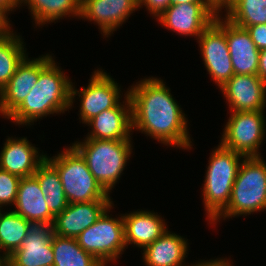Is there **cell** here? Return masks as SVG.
Masks as SVG:
<instances>
[{"label": "cell", "mask_w": 266, "mask_h": 266, "mask_svg": "<svg viewBox=\"0 0 266 266\" xmlns=\"http://www.w3.org/2000/svg\"><path fill=\"white\" fill-rule=\"evenodd\" d=\"M132 129L165 145L192 148L185 114L161 78H145L128 89Z\"/></svg>", "instance_id": "obj_1"}, {"label": "cell", "mask_w": 266, "mask_h": 266, "mask_svg": "<svg viewBox=\"0 0 266 266\" xmlns=\"http://www.w3.org/2000/svg\"><path fill=\"white\" fill-rule=\"evenodd\" d=\"M72 82L54 59L40 72L36 85L24 101L7 117L18 125H31L49 114L70 109Z\"/></svg>", "instance_id": "obj_2"}, {"label": "cell", "mask_w": 266, "mask_h": 266, "mask_svg": "<svg viewBox=\"0 0 266 266\" xmlns=\"http://www.w3.org/2000/svg\"><path fill=\"white\" fill-rule=\"evenodd\" d=\"M266 209V163L262 157H244L227 207L211 222L249 215Z\"/></svg>", "instance_id": "obj_3"}, {"label": "cell", "mask_w": 266, "mask_h": 266, "mask_svg": "<svg viewBox=\"0 0 266 266\" xmlns=\"http://www.w3.org/2000/svg\"><path fill=\"white\" fill-rule=\"evenodd\" d=\"M243 158L241 154L223 147L220 143L212 151L202 189L209 223L227 207Z\"/></svg>", "instance_id": "obj_4"}, {"label": "cell", "mask_w": 266, "mask_h": 266, "mask_svg": "<svg viewBox=\"0 0 266 266\" xmlns=\"http://www.w3.org/2000/svg\"><path fill=\"white\" fill-rule=\"evenodd\" d=\"M83 141H76L72 146L85 159L97 182L110 194L132 154L131 140L84 139Z\"/></svg>", "instance_id": "obj_5"}, {"label": "cell", "mask_w": 266, "mask_h": 266, "mask_svg": "<svg viewBox=\"0 0 266 266\" xmlns=\"http://www.w3.org/2000/svg\"><path fill=\"white\" fill-rule=\"evenodd\" d=\"M46 159L58 171L68 203L111 200L90 172L85 159L73 146L52 158L46 155Z\"/></svg>", "instance_id": "obj_6"}, {"label": "cell", "mask_w": 266, "mask_h": 266, "mask_svg": "<svg viewBox=\"0 0 266 266\" xmlns=\"http://www.w3.org/2000/svg\"><path fill=\"white\" fill-rule=\"evenodd\" d=\"M111 208L76 238L78 245L104 266L117 260L126 247L123 216L112 218L107 214Z\"/></svg>", "instance_id": "obj_7"}, {"label": "cell", "mask_w": 266, "mask_h": 266, "mask_svg": "<svg viewBox=\"0 0 266 266\" xmlns=\"http://www.w3.org/2000/svg\"><path fill=\"white\" fill-rule=\"evenodd\" d=\"M265 111L231 112L220 144L244 157H260L265 138Z\"/></svg>", "instance_id": "obj_8"}, {"label": "cell", "mask_w": 266, "mask_h": 266, "mask_svg": "<svg viewBox=\"0 0 266 266\" xmlns=\"http://www.w3.org/2000/svg\"><path fill=\"white\" fill-rule=\"evenodd\" d=\"M221 18L218 14L197 38L205 68L219 88L234 75L226 39V17Z\"/></svg>", "instance_id": "obj_9"}, {"label": "cell", "mask_w": 266, "mask_h": 266, "mask_svg": "<svg viewBox=\"0 0 266 266\" xmlns=\"http://www.w3.org/2000/svg\"><path fill=\"white\" fill-rule=\"evenodd\" d=\"M88 86L83 89H75L71 85V104L72 107L76 94L80 98V117L82 123L86 124L96 115L104 110L116 107L120 103V87L118 84L103 70H96L89 79Z\"/></svg>", "instance_id": "obj_10"}, {"label": "cell", "mask_w": 266, "mask_h": 266, "mask_svg": "<svg viewBox=\"0 0 266 266\" xmlns=\"http://www.w3.org/2000/svg\"><path fill=\"white\" fill-rule=\"evenodd\" d=\"M218 13L208 3L171 4L156 19L179 35L199 37Z\"/></svg>", "instance_id": "obj_11"}, {"label": "cell", "mask_w": 266, "mask_h": 266, "mask_svg": "<svg viewBox=\"0 0 266 266\" xmlns=\"http://www.w3.org/2000/svg\"><path fill=\"white\" fill-rule=\"evenodd\" d=\"M53 60L51 55L36 59L26 56L17 66L14 75L0 91V114L7 118L27 97L36 85L40 72Z\"/></svg>", "instance_id": "obj_12"}, {"label": "cell", "mask_w": 266, "mask_h": 266, "mask_svg": "<svg viewBox=\"0 0 266 266\" xmlns=\"http://www.w3.org/2000/svg\"><path fill=\"white\" fill-rule=\"evenodd\" d=\"M111 206V200L69 203L61 213L54 216L52 230L55 235L61 237L77 238Z\"/></svg>", "instance_id": "obj_13"}, {"label": "cell", "mask_w": 266, "mask_h": 266, "mask_svg": "<svg viewBox=\"0 0 266 266\" xmlns=\"http://www.w3.org/2000/svg\"><path fill=\"white\" fill-rule=\"evenodd\" d=\"M231 112L264 111L266 82L258 75L234 74L221 88Z\"/></svg>", "instance_id": "obj_14"}, {"label": "cell", "mask_w": 266, "mask_h": 266, "mask_svg": "<svg viewBox=\"0 0 266 266\" xmlns=\"http://www.w3.org/2000/svg\"><path fill=\"white\" fill-rule=\"evenodd\" d=\"M51 225H32L21 246L9 256V266H53Z\"/></svg>", "instance_id": "obj_15"}, {"label": "cell", "mask_w": 266, "mask_h": 266, "mask_svg": "<svg viewBox=\"0 0 266 266\" xmlns=\"http://www.w3.org/2000/svg\"><path fill=\"white\" fill-rule=\"evenodd\" d=\"M138 8L137 0H81L80 18L97 23L108 37Z\"/></svg>", "instance_id": "obj_16"}, {"label": "cell", "mask_w": 266, "mask_h": 266, "mask_svg": "<svg viewBox=\"0 0 266 266\" xmlns=\"http://www.w3.org/2000/svg\"><path fill=\"white\" fill-rule=\"evenodd\" d=\"M124 100L125 106L120 102L89 120L86 125L92 126V131L85 139L131 140L132 105L128 92Z\"/></svg>", "instance_id": "obj_17"}, {"label": "cell", "mask_w": 266, "mask_h": 266, "mask_svg": "<svg viewBox=\"0 0 266 266\" xmlns=\"http://www.w3.org/2000/svg\"><path fill=\"white\" fill-rule=\"evenodd\" d=\"M226 39L234 74L257 75L260 50L246 28L235 25L226 18Z\"/></svg>", "instance_id": "obj_18"}, {"label": "cell", "mask_w": 266, "mask_h": 266, "mask_svg": "<svg viewBox=\"0 0 266 266\" xmlns=\"http://www.w3.org/2000/svg\"><path fill=\"white\" fill-rule=\"evenodd\" d=\"M37 150L25 137H8L0 153V169L20 178L32 176L46 159V155L39 156Z\"/></svg>", "instance_id": "obj_19"}, {"label": "cell", "mask_w": 266, "mask_h": 266, "mask_svg": "<svg viewBox=\"0 0 266 266\" xmlns=\"http://www.w3.org/2000/svg\"><path fill=\"white\" fill-rule=\"evenodd\" d=\"M14 212L33 225H52L54 215L49 211L45 196L34 175L20 179Z\"/></svg>", "instance_id": "obj_20"}, {"label": "cell", "mask_w": 266, "mask_h": 266, "mask_svg": "<svg viewBox=\"0 0 266 266\" xmlns=\"http://www.w3.org/2000/svg\"><path fill=\"white\" fill-rule=\"evenodd\" d=\"M123 222L126 246L135 244L144 249L168 231L164 219L147 210L125 214Z\"/></svg>", "instance_id": "obj_21"}, {"label": "cell", "mask_w": 266, "mask_h": 266, "mask_svg": "<svg viewBox=\"0 0 266 266\" xmlns=\"http://www.w3.org/2000/svg\"><path fill=\"white\" fill-rule=\"evenodd\" d=\"M142 250V258L147 266H186L182 263L188 251V242L170 231H166Z\"/></svg>", "instance_id": "obj_22"}, {"label": "cell", "mask_w": 266, "mask_h": 266, "mask_svg": "<svg viewBox=\"0 0 266 266\" xmlns=\"http://www.w3.org/2000/svg\"><path fill=\"white\" fill-rule=\"evenodd\" d=\"M39 182L49 211L55 216L61 213L67 206L64 188L56 168L45 159L33 174Z\"/></svg>", "instance_id": "obj_23"}, {"label": "cell", "mask_w": 266, "mask_h": 266, "mask_svg": "<svg viewBox=\"0 0 266 266\" xmlns=\"http://www.w3.org/2000/svg\"><path fill=\"white\" fill-rule=\"evenodd\" d=\"M22 3L28 4L38 26L60 20L67 15L80 18L81 0H20V4Z\"/></svg>", "instance_id": "obj_24"}, {"label": "cell", "mask_w": 266, "mask_h": 266, "mask_svg": "<svg viewBox=\"0 0 266 266\" xmlns=\"http://www.w3.org/2000/svg\"><path fill=\"white\" fill-rule=\"evenodd\" d=\"M51 244L54 253L53 266H104L92 254L82 249L76 238L54 235Z\"/></svg>", "instance_id": "obj_25"}, {"label": "cell", "mask_w": 266, "mask_h": 266, "mask_svg": "<svg viewBox=\"0 0 266 266\" xmlns=\"http://www.w3.org/2000/svg\"><path fill=\"white\" fill-rule=\"evenodd\" d=\"M32 225L13 210L0 212V252L3 250L2 252L10 256L21 246Z\"/></svg>", "instance_id": "obj_26"}, {"label": "cell", "mask_w": 266, "mask_h": 266, "mask_svg": "<svg viewBox=\"0 0 266 266\" xmlns=\"http://www.w3.org/2000/svg\"><path fill=\"white\" fill-rule=\"evenodd\" d=\"M20 36L10 31L0 37V91L14 75L17 66L27 56Z\"/></svg>", "instance_id": "obj_27"}, {"label": "cell", "mask_w": 266, "mask_h": 266, "mask_svg": "<svg viewBox=\"0 0 266 266\" xmlns=\"http://www.w3.org/2000/svg\"><path fill=\"white\" fill-rule=\"evenodd\" d=\"M225 17L240 27L266 24V0H233Z\"/></svg>", "instance_id": "obj_28"}, {"label": "cell", "mask_w": 266, "mask_h": 266, "mask_svg": "<svg viewBox=\"0 0 266 266\" xmlns=\"http://www.w3.org/2000/svg\"><path fill=\"white\" fill-rule=\"evenodd\" d=\"M20 177L0 169V208L15 205Z\"/></svg>", "instance_id": "obj_29"}, {"label": "cell", "mask_w": 266, "mask_h": 266, "mask_svg": "<svg viewBox=\"0 0 266 266\" xmlns=\"http://www.w3.org/2000/svg\"><path fill=\"white\" fill-rule=\"evenodd\" d=\"M246 28L252 41L259 50L266 49V24L252 25Z\"/></svg>", "instance_id": "obj_30"}, {"label": "cell", "mask_w": 266, "mask_h": 266, "mask_svg": "<svg viewBox=\"0 0 266 266\" xmlns=\"http://www.w3.org/2000/svg\"><path fill=\"white\" fill-rule=\"evenodd\" d=\"M137 3L138 8L144 5L153 16L158 17L171 5V0H137Z\"/></svg>", "instance_id": "obj_31"}, {"label": "cell", "mask_w": 266, "mask_h": 266, "mask_svg": "<svg viewBox=\"0 0 266 266\" xmlns=\"http://www.w3.org/2000/svg\"><path fill=\"white\" fill-rule=\"evenodd\" d=\"M7 13L0 8V37L7 35L11 30H10V21H8V15Z\"/></svg>", "instance_id": "obj_32"}, {"label": "cell", "mask_w": 266, "mask_h": 266, "mask_svg": "<svg viewBox=\"0 0 266 266\" xmlns=\"http://www.w3.org/2000/svg\"><path fill=\"white\" fill-rule=\"evenodd\" d=\"M257 75L261 80L266 82V49L260 50Z\"/></svg>", "instance_id": "obj_33"}, {"label": "cell", "mask_w": 266, "mask_h": 266, "mask_svg": "<svg viewBox=\"0 0 266 266\" xmlns=\"http://www.w3.org/2000/svg\"><path fill=\"white\" fill-rule=\"evenodd\" d=\"M218 14L222 8L226 10L230 7L233 0H205Z\"/></svg>", "instance_id": "obj_34"}, {"label": "cell", "mask_w": 266, "mask_h": 266, "mask_svg": "<svg viewBox=\"0 0 266 266\" xmlns=\"http://www.w3.org/2000/svg\"><path fill=\"white\" fill-rule=\"evenodd\" d=\"M192 266H232L231 262L229 261V259H213V260H207V261H200V263L198 262L197 264H194Z\"/></svg>", "instance_id": "obj_35"}, {"label": "cell", "mask_w": 266, "mask_h": 266, "mask_svg": "<svg viewBox=\"0 0 266 266\" xmlns=\"http://www.w3.org/2000/svg\"><path fill=\"white\" fill-rule=\"evenodd\" d=\"M20 0H0V8H2L8 15L9 11L14 10L19 7Z\"/></svg>", "instance_id": "obj_36"}, {"label": "cell", "mask_w": 266, "mask_h": 266, "mask_svg": "<svg viewBox=\"0 0 266 266\" xmlns=\"http://www.w3.org/2000/svg\"><path fill=\"white\" fill-rule=\"evenodd\" d=\"M181 3H207L205 0H171V4Z\"/></svg>", "instance_id": "obj_37"}, {"label": "cell", "mask_w": 266, "mask_h": 266, "mask_svg": "<svg viewBox=\"0 0 266 266\" xmlns=\"http://www.w3.org/2000/svg\"><path fill=\"white\" fill-rule=\"evenodd\" d=\"M0 266H9V256L3 252V255L0 256Z\"/></svg>", "instance_id": "obj_38"}]
</instances>
